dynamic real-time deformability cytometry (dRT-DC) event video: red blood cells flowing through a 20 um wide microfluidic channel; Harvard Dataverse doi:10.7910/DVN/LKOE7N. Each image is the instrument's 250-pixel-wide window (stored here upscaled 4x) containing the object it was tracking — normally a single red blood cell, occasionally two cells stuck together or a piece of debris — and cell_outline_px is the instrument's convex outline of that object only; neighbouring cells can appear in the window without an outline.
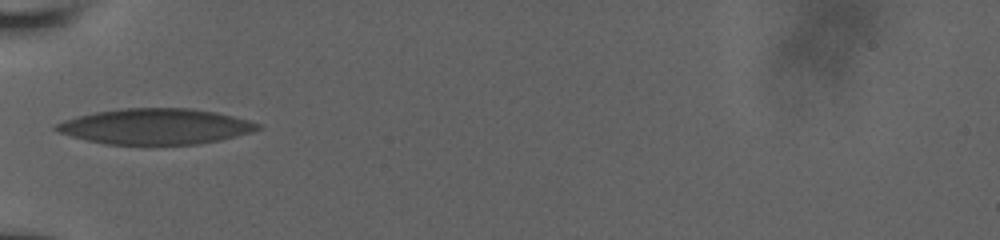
{"species": "human", "species_latin": "Homo sapiens", "temperature_condition": "room temperature", "stored_images_in_passage": 13, "camera_frame_rate_fps": 3000, "um_per_image_px": 0.085, "donor": {"sex": "male"}, "frame": {"image": 1, "passage_image": 1, "time_ms": 0.0, "image_size_px": [1000, 240], "cell_outline_px": [[264, 124], [260, 128], [252, 132], [220, 140], [196, 144], [104, 144], [72, 136], [60, 132], [52, 128], [56, 124], [64, 120], [96, 112], [120, 108], [188, 108], [216, 112]], "centroid_in_image_um": [13.25, 10.74], "position_along_channel_um": 71.8, "area_um2": 41.62}}
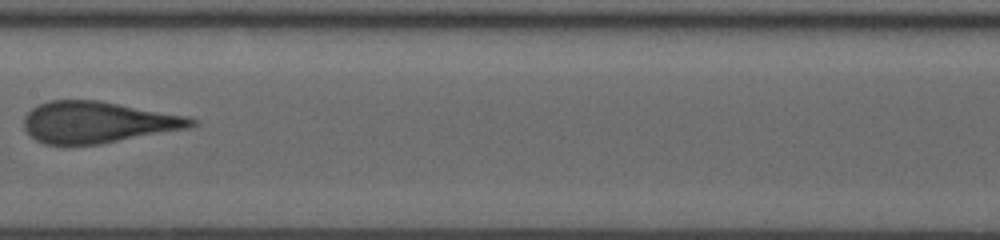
{"frame": {"image": 2, "passage_image": 6, "time_ms": 3.333, "image_size_px": [1000, 240], "cell_outline_px": [[200, 120], [196, 124], [188, 128], [100, 144], [44, 144], [36, 140], [24, 128], [24, 116], [32, 108], [40, 104], [52, 100], [96, 100], [188, 116]], "centroid_in_image_um": [8.32, 10.39], "position_along_channel_um": 199.1, "area_um2": 40.11}}
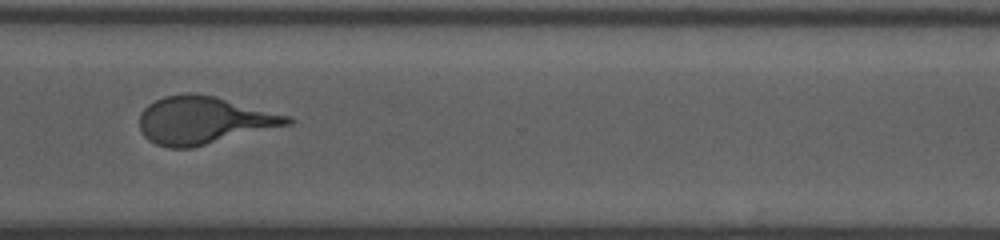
{"frame": {"image": 3, "passage_image": 12, "time_ms": 7.333, "image_size_px": [1000, 240], "cell_outline_px": [[296, 120], [292, 124], [192, 148], [168, 148], [156, 144], [148, 140], [140, 132], [140, 112], [148, 104], [164, 96], [188, 92], [216, 96], [292, 116]], "centroid_in_image_um": [17.34, 10.22], "position_along_channel_um": 353.3, "area_um2": 41.44}}